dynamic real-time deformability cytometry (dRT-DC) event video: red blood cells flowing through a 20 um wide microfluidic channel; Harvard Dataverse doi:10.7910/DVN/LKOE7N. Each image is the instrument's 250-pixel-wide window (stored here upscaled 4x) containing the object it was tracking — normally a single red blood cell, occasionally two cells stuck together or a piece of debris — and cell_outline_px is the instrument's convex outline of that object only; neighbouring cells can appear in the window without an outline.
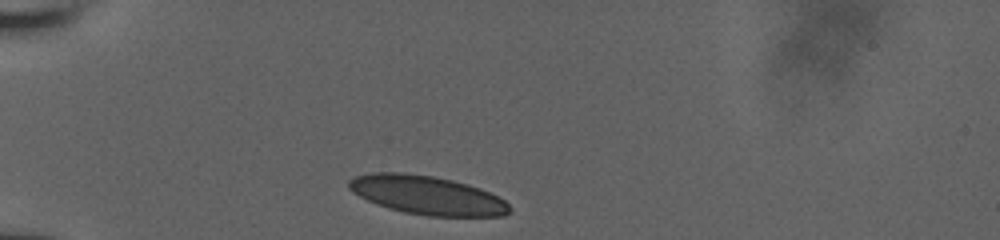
{"species": "human", "species_latin": "Homo sapiens", "temperature_condition": "room temperature", "stored_images_in_passage": 7, "camera_frame_rate_fps": 3000, "um_per_image_px": 0.085, "donor": {"sex": "male"}, "frame": {"image": 1, "passage_image": 1, "time_ms": 0.0, "image_size_px": [1000, 240], "cell_outline_px": [[512, 212], [504, 216], [428, 216], [404, 212], [388, 208], [368, 200], [352, 192], [348, 188], [348, 180], [352, 176], [372, 172], [404, 172], [432, 176], [452, 180], [468, 184], [480, 188], [504, 200], [512, 208]], "centroid_in_image_um": [36.29, 16.58], "position_along_channel_um": 48.7, "area_um2": 36.41}}
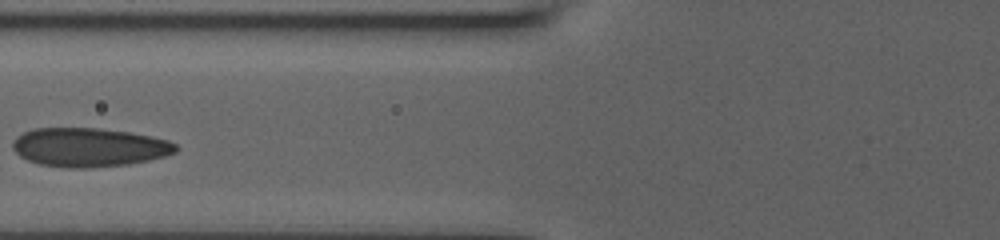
{"frame": {"image": 2, "passage_image": 4, "time_ms": 2.667, "image_size_px": [1000, 240], "cell_outline_px": [[180, 148], [176, 152], [164, 156], [148, 160], [128, 164], [92, 168], [64, 168], [40, 164], [28, 160], [20, 156], [12, 148], [12, 140], [16, 136], [32, 128], [100, 128], [128, 132], [168, 140], [176, 144]], "centroid_in_image_um": [7.54, 12.52], "position_along_channel_um": 118.3, "area_um2": 37.11}}
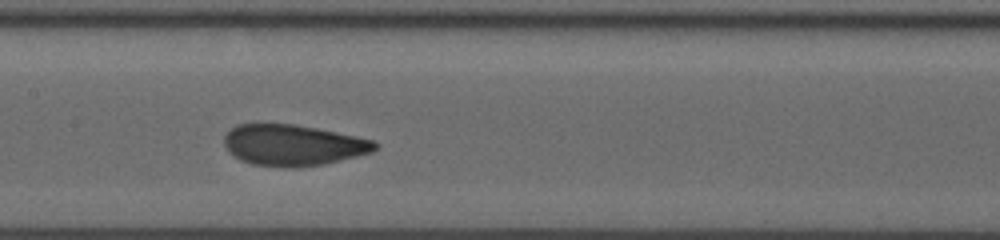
{"frame": {"image": 3, "passage_image": 6, "time_ms": 4.333, "image_size_px": [1000, 240], "cell_outline_px": [[380, 148], [372, 152], [324, 164], [292, 168], [284, 168], [252, 164], [240, 160], [228, 152], [224, 144], [224, 136], [236, 124], [292, 124], [316, 128], [376, 140], [380, 144]], "centroid_in_image_um": [24.93, 12.34], "position_along_channel_um": 182.5, "area_um2": 36.3}}